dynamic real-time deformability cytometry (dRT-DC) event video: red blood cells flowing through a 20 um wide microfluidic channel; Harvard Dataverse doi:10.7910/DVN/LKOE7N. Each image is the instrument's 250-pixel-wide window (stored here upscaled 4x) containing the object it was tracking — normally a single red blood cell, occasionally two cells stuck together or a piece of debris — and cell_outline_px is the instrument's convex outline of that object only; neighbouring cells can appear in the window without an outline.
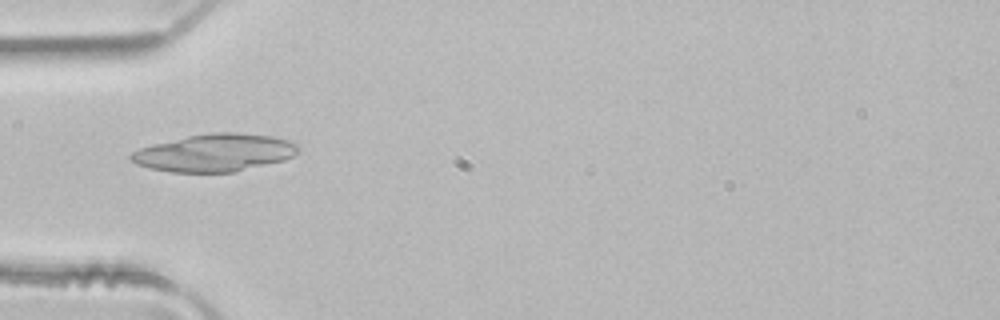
{"species": "common noctule bat (a hibernating species)", "species_latin": "Nyctalus noctula", "temperature_condition": "room temperature", "stored_images_in_passage": 3, "camera_frame_rate_fps": 3000, "um_per_image_px": 0.085, "animal": {"sex": "male", "body_mass_g": 21.5, "forearm_length_mm": 52.0}, "frame": {"image": 1, "passage_image": 3, "time_ms": 0.667, "image_size_px": [1000, 320], "cell_outline_px": [[300, 148], [292, 156], [284, 160], [232, 172], [172, 172], [148, 168], [136, 164], [128, 156], [132, 152], [140, 148], [152, 144], [188, 136], [212, 132], [236, 132], [272, 136], [288, 140], [300, 144]], "centroid_in_image_um": [18.24, 12.97], "position_along_channel_um": 66.8, "area_um2": 36.53}}